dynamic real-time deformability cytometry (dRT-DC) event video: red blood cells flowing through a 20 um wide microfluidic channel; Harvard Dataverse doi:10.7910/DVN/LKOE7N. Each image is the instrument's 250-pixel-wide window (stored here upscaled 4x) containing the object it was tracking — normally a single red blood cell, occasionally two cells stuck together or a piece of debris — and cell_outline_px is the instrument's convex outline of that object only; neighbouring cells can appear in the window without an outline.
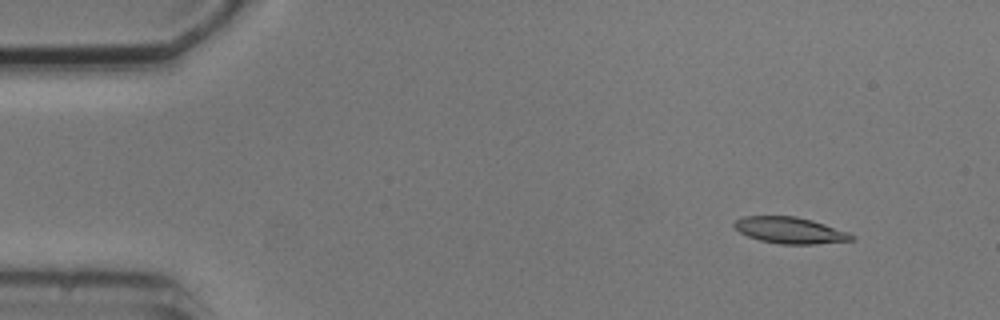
{"species": "common noctule bat (a hibernating species)", "species_latin": "Nyctalus noctula", "temperature_condition": "cold", "stored_images_in_passage": 5, "camera_frame_rate_fps": 3000, "um_per_image_px": 0.085, "animal": {"sex": "male", "body_mass_g": 20.5, "forearm_length_mm": 52.5}, "frame": {"image": 1, "passage_image": 2, "time_ms": 1.333, "image_size_px": [1000, 320], "cell_outline_px": [[856, 240], [816, 244], [780, 244], [760, 240], [748, 236], [740, 232], [732, 224], [736, 220], [744, 216], [796, 216], [812, 220], [848, 232], [856, 236]], "centroid_in_image_um": [67.18, 19.58], "position_along_channel_um": 17.8, "area_um2": 18.03}}
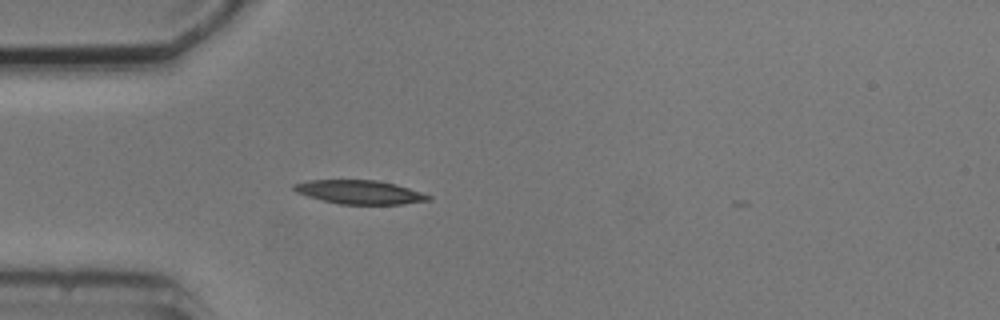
{"frame": {"image": 2, "passage_image": 5, "time_ms": 4.667, "image_size_px": [1000, 320], "cell_outline_px": [[432, 200], [404, 204], [340, 204], [308, 196], [296, 192], [292, 188], [292, 184], [308, 180], [376, 180], [396, 184], [432, 196]], "centroid_in_image_um": [30.58, 16.33], "position_along_channel_um": 54.4, "area_um2": 18.55}}